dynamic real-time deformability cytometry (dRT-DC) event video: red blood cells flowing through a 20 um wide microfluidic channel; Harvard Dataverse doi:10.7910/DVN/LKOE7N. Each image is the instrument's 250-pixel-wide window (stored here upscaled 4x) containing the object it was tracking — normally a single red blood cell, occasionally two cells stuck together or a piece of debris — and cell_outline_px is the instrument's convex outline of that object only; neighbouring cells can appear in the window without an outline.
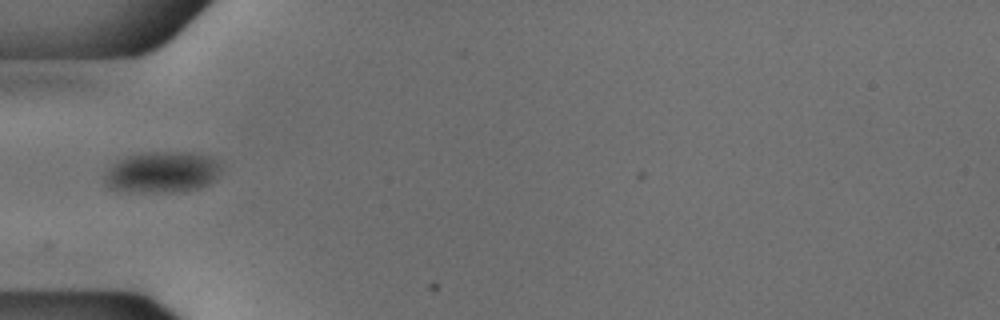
{"species": "common noctule bat (a hibernating species)", "species_latin": "Nyctalus noctula", "temperature_condition": "cold", "stored_images_in_passage": 8, "camera_frame_rate_fps": 3000, "um_per_image_px": 0.085, "animal": {"sex": "male", "body_mass_g": 18.8}, "frame": {"image": 1, "passage_image": 1, "time_ms": 0.0, "image_size_px": [1000, 320], "cell_outline_px": [[220, 172], [208, 184], [200, 188], [184, 192], [136, 192], [108, 188], [104, 184], [104, 176], [108, 168], [112, 164], [128, 156], [148, 152], [188, 152], [208, 156], [220, 164]], "centroid_in_image_um": [13.75, 14.65], "position_along_channel_um": 71.2, "area_um2": 27.98}}
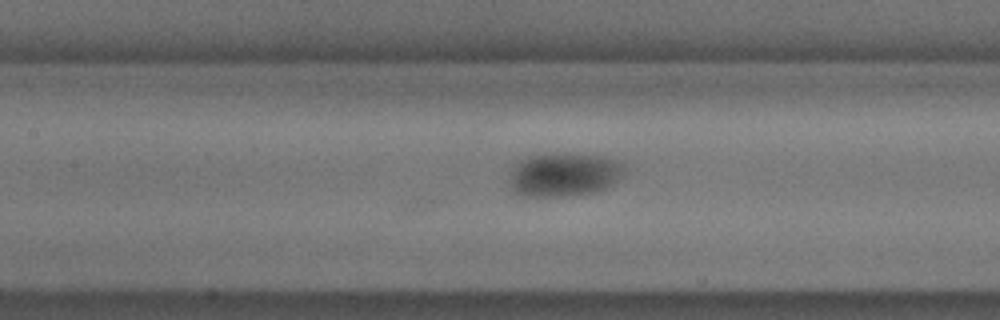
{"frame": {"image": 2, "passage_image": 8, "time_ms": 2.333, "image_size_px": [1000, 320], "cell_outline_px": [[624, 176], [612, 184], [596, 192], [564, 196], [516, 196], [512, 192], [512, 172], [516, 164], [520, 160], [528, 156], [600, 156], [624, 164]], "centroid_in_image_um": [47.95, 14.9], "position_along_channel_um": 159.5, "area_um2": 28.21}}